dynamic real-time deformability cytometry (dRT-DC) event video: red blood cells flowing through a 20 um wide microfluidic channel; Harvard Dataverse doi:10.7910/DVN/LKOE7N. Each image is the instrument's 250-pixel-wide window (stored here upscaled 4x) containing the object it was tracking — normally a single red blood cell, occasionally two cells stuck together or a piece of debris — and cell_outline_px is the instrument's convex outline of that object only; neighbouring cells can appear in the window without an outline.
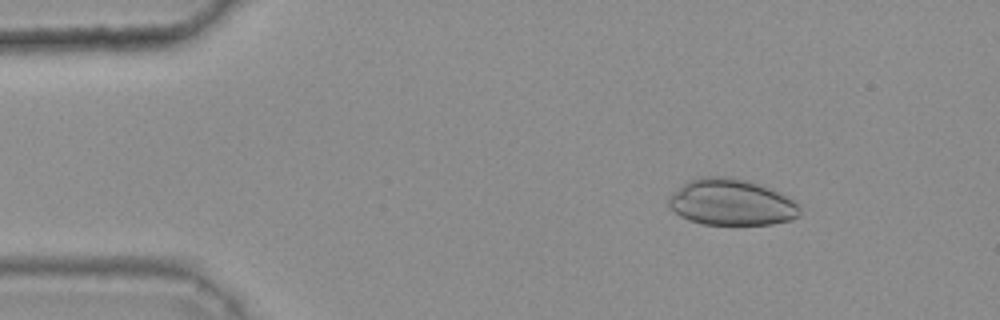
{"species": "common noctule bat (a hibernating species)", "species_latin": "Nyctalus noctula", "temperature_condition": "warm", "stored_images_in_passage": 45, "camera_frame_rate_fps": 3000, "um_per_image_px": 0.085, "animal": {"sex": "female", "body_mass_g": 25.1}, "frame": {"image": 1, "passage_image": 7, "time_ms": 2.0, "image_size_px": [1000, 320], "cell_outline_px": [[800, 216], [792, 220], [772, 224], [704, 224], [688, 220], [680, 216], [668, 204], [668, 196], [672, 192], [688, 180], [696, 176], [724, 176], [744, 180], [768, 188], [788, 196], [800, 208]], "centroid_in_image_um": [62.13, 17.19], "position_along_channel_um": 22.9, "area_um2": 35.32}}
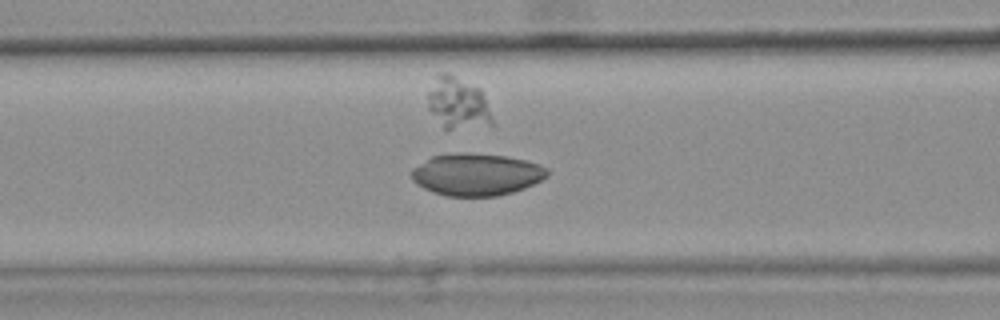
{"frame": {"image": 2, "passage_image": 21, "time_ms": 6.667, "image_size_px": [1000, 320], "cell_outline_px": [[548, 176], [524, 188], [512, 192], [496, 196], [448, 196], [432, 192], [416, 184], [412, 180], [412, 168], [432, 156], [460, 152], [464, 152], [504, 156], [524, 160], [540, 164], [548, 168]], "centroid_in_image_um": [40.48, 14.83], "position_along_channel_um": 126.1, "area_um2": 33.23}}
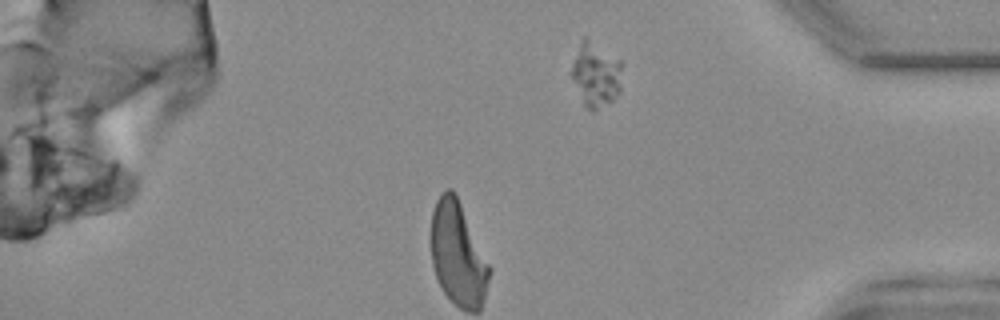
{"frame": {"image": 3, "passage_image": 45, "time_ms": 14.667, "image_size_px": [1000, 320], "cell_outline_px": [[624, 64], [620, 92], [612, 100], [596, 112], [592, 112], [584, 104], [572, 76], [572, 64], [580, 40], [584, 36], [620, 60]], "centroid_in_image_um": [50.69, 6.35], "position_along_channel_um": 384.5, "area_um2": 18.96}}